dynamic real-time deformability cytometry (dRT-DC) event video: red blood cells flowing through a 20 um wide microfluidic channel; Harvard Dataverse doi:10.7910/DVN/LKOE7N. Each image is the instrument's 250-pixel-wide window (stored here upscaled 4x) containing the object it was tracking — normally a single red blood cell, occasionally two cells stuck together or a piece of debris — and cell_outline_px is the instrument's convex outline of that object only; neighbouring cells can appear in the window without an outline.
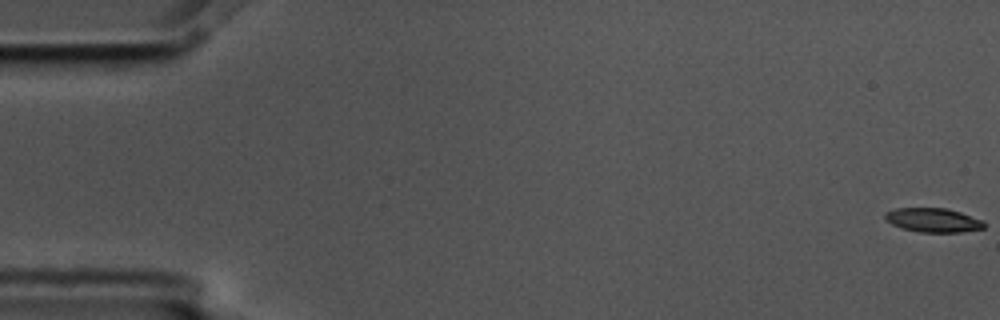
{"species": "common noctule bat (a hibernating species)", "species_latin": "Nyctalus noctula", "temperature_condition": "cold", "stored_images_in_passage": 15, "segment_of_instrument_passage": [1, 2], "camera_frame_rate_fps": 3000, "um_per_image_px": 0.085, "animal": {"sex": "male", "body_mass_g": 17.5, "forearm_length_mm": 52.3}, "frame": {"image": 1, "passage_image": 1, "time_ms": 0.0, "image_size_px": [1000, 320], "cell_outline_px": [[984, 228], [960, 232], [920, 232], [900, 228], [892, 224], [884, 216], [884, 212], [896, 208], [944, 208], [960, 212], [984, 220]], "centroid_in_image_um": [79.31, 18.71], "position_along_channel_um": 5.7, "area_um2": 13.87}}
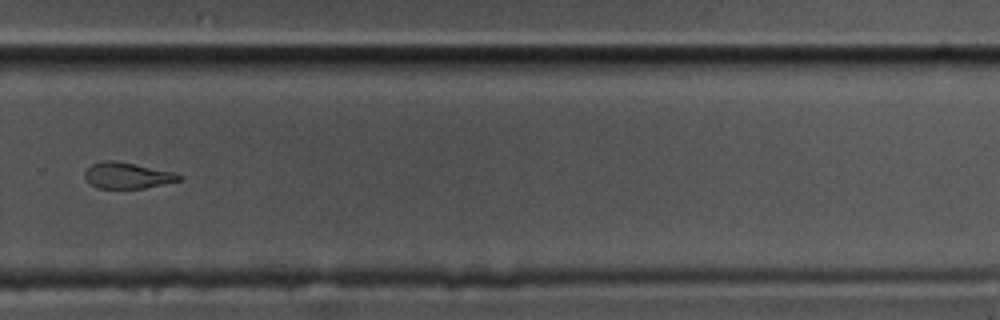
{"frame": {"image": 2, "passage_image": 11, "time_ms": 3.333, "image_size_px": [1000, 320], "cell_outline_px": [[180, 180], [144, 188], [96, 188], [84, 176], [84, 172], [92, 164], [104, 160], [112, 160], [172, 172], [180, 176]], "centroid_in_image_um": [10.76, 14.92], "position_along_channel_um": 319.0, "area_um2": 13.81}}
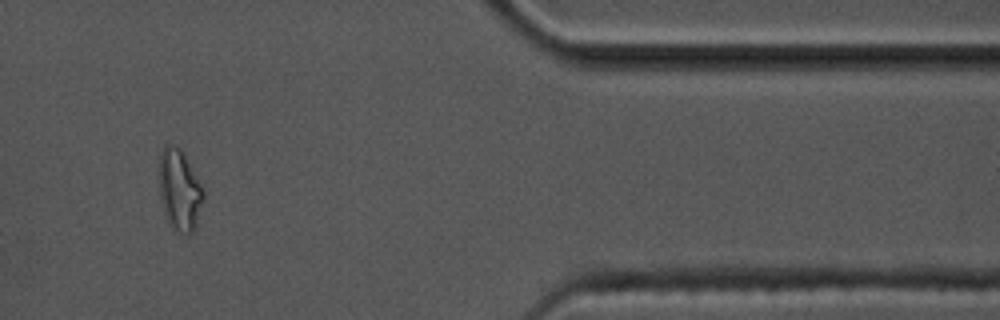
{"frame": {"image": 3, "passage_image": 13, "time_ms": 4.0, "image_size_px": [1000, 320], "cell_outline_px": [[204, 196], [196, 224], [192, 232], [188, 236], [176, 232], [168, 224], [164, 212], [160, 196], [156, 172], [160, 152], [164, 144], [172, 144], [180, 148], [184, 152], [204, 192]], "centroid_in_image_um": [15.2, 16.12], "position_along_channel_um": 396.2, "area_um2": 21.56}}